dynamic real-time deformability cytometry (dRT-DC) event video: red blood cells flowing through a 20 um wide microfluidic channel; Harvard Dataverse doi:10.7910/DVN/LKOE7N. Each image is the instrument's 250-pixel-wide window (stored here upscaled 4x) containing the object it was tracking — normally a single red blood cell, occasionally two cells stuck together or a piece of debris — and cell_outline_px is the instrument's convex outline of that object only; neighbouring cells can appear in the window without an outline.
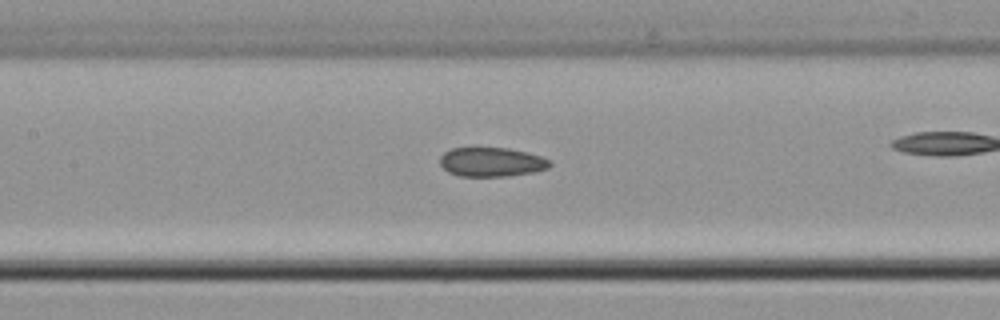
{"species": "common noctule bat (a hibernating species)", "species_latin": "Nyctalus noctula", "temperature_condition": "cold", "stored_images_in_passage": 40, "camera_frame_rate_fps": 3000, "um_per_image_px": 0.085, "animal": {"sex": "male", "body_mass_g": 21.5, "forearm_length_mm": 52.0}, "frame": {"image": 1, "passage_image": 23, "time_ms": 7.333, "image_size_px": [1000, 320], "cell_outline_px": [[552, 164], [548, 168], [532, 172], [508, 176], [460, 176], [448, 172], [440, 164], [440, 156], [444, 152], [452, 148], [472, 144], [476, 144], [508, 148], [528, 152], [552, 160]], "centroid_in_image_um": [41.74, 13.71], "position_along_channel_um": 165.7, "area_um2": 19.59}}
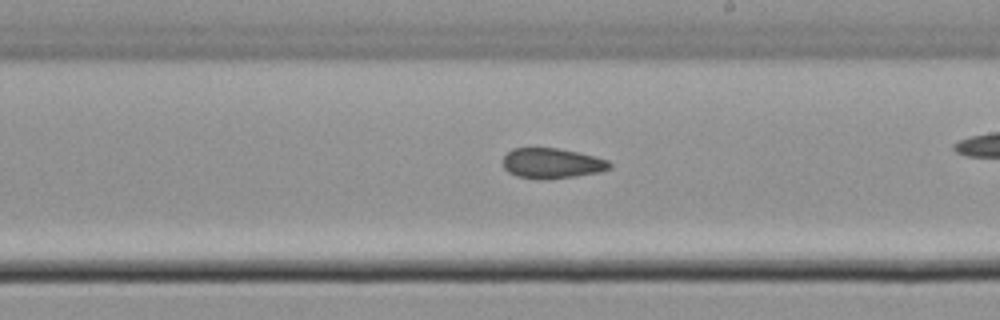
{"frame": {"image": 2, "passage_image": 29, "time_ms": 9.333, "image_size_px": [1000, 320], "cell_outline_px": [[612, 168], [600, 172], [576, 176], [548, 180], [544, 180], [516, 176], [508, 172], [504, 168], [504, 156], [512, 148], [560, 148], [580, 152], [608, 160], [612, 164]], "centroid_in_image_um": [46.94, 13.88], "position_along_channel_um": 242.1, "area_um2": 19.07}}